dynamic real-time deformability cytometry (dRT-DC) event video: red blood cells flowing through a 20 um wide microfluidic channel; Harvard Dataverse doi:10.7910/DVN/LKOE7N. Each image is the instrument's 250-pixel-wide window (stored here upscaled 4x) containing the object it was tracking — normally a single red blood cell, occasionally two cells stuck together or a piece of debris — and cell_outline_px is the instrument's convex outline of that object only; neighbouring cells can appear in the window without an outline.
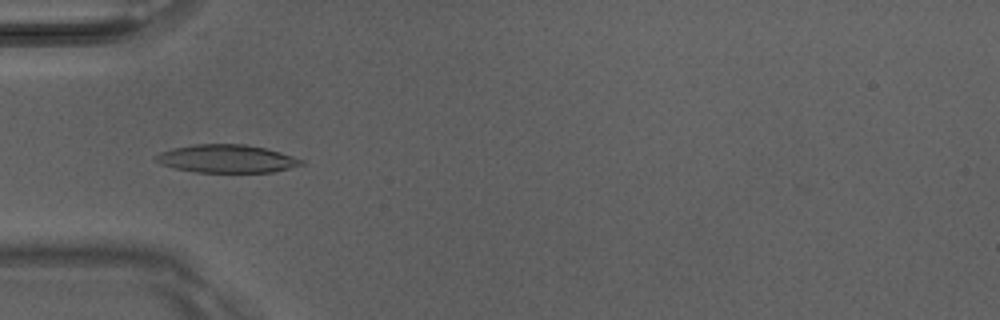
{"species": "Egyptian fruit bat (a non-hibernating species)", "species_latin": "Rousettus aegyptiacus", "temperature_condition": "room temperature", "stored_images_in_passage": 7, "camera_frame_rate_fps": 3000, "um_per_image_px": 0.085, "animal": {"sex": "male"}, "frame": {"image": 1, "passage_image": 5, "time_ms": 1.333, "image_size_px": [1000, 320], "cell_outline_px": [[304, 164], [272, 172], [196, 172], [176, 168], [160, 164], [152, 156], [160, 152], [172, 148], [196, 144], [244, 144], [264, 148], [280, 152], [304, 160]], "centroid_in_image_um": [19.24, 13.49], "position_along_channel_um": 65.8, "area_um2": 23.64}}